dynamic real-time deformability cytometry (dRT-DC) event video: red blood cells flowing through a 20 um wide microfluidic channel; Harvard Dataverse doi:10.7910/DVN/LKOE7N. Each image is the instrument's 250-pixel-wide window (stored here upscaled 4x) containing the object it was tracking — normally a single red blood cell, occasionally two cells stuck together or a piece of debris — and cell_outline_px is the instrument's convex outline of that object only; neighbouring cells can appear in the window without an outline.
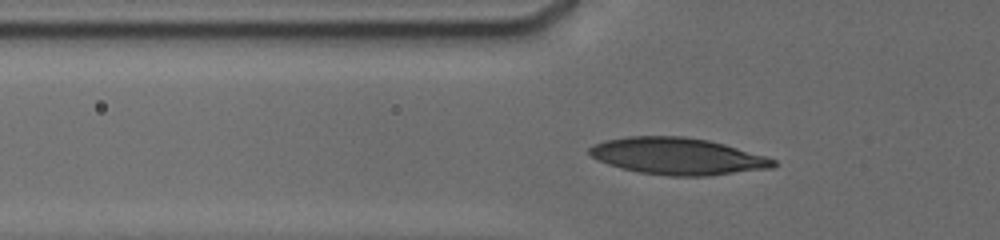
{"species": "human", "species_latin": "Homo sapiens", "temperature_condition": "cold", "stored_images_in_passage": 35, "camera_frame_rate_fps": 3000, "um_per_image_px": 0.085, "donor": {"sex": "male"}, "frame": {"image": 1, "passage_image": 9, "time_ms": 5.333, "image_size_px": [1000, 240], "cell_outline_px": [[776, 164], [772, 168], [708, 176], [668, 176], [636, 172], [620, 168], [608, 164], [592, 156], [588, 152], [588, 148], [592, 144], [604, 140], [628, 136], [680, 136], [708, 140], [724, 144], [764, 156], [776, 160]], "centroid_in_image_um": [57.55, 13.28], "position_along_channel_um": 68.3, "area_um2": 39.48}}
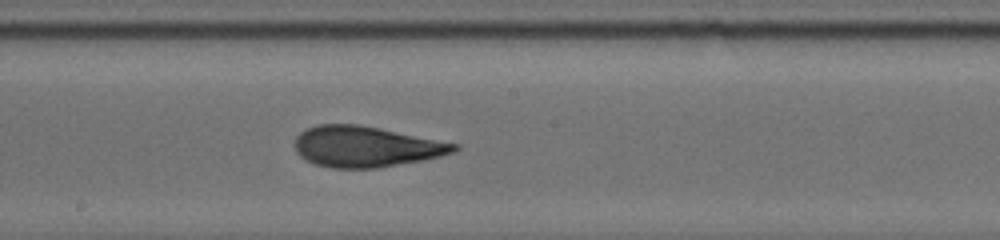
{"frame": {"image": 2, "passage_image": 20, "time_ms": 9.333, "image_size_px": [1000, 240], "cell_outline_px": [[460, 148], [452, 152], [440, 156], [420, 160], [376, 168], [332, 168], [316, 164], [304, 160], [296, 152], [296, 136], [300, 132], [316, 124], [360, 124], [460, 144]], "centroid_in_image_um": [31.08, 12.45], "position_along_channel_um": 217.1, "area_um2": 37.74}}
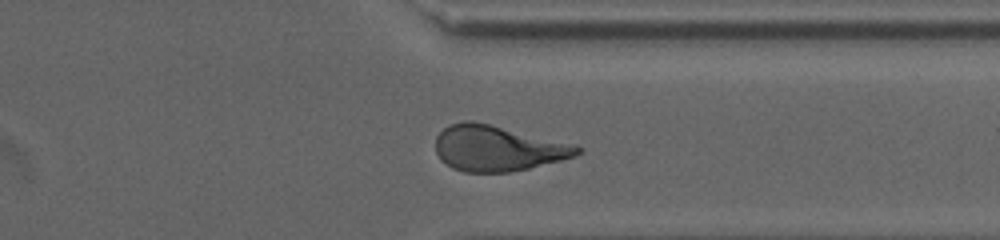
{"frame": {"image": 3, "passage_image": 31, "time_ms": 13.333, "image_size_px": [1000, 240], "cell_outline_px": [[584, 148], [576, 156], [528, 168], [508, 172], [464, 172], [452, 168], [440, 160], [436, 152], [436, 136], [448, 124], [464, 120], [472, 120], [572, 144]], "centroid_in_image_um": [42.24, 12.6], "position_along_channel_um": 369.2, "area_um2": 37.34}, "authors_computed_cell_mechanics": {"area_um2": 37.2232, "velocity_mm_per_s": 3.8102, "shape_relaxation_time_tau1_ms": 5.3099, "shape_relaxation_time_tau2_ms": 1.676, "deformation_change_tau1": 0.1699, "deformation_change_tau2": 0.077}}